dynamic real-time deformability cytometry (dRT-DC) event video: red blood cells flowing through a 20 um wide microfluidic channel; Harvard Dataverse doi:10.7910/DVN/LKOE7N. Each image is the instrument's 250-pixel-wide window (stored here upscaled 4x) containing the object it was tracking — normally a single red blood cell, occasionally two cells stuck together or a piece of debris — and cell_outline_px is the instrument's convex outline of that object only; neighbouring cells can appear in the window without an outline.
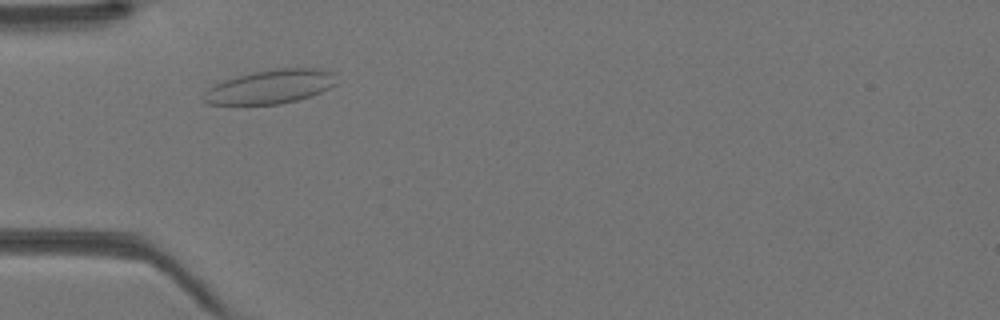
{"species": "Egyptian fruit bat (a non-hibernating species)", "species_latin": "Rousettus aegyptiacus", "temperature_condition": "warm", "stored_images_in_passage": 35, "camera_frame_rate_fps": 3000, "um_per_image_px": 0.085, "animal": {"sex": "female"}, "frame": {"image": 1, "passage_image": 5, "time_ms": 1.333, "image_size_px": [1000, 320], "cell_outline_px": [[336, 84], [312, 96], [280, 104], [208, 104], [200, 100], [204, 92], [208, 88], [224, 80], [252, 72], [276, 68], [320, 68], [332, 72]], "centroid_in_image_um": [22.95, 7.37], "position_along_channel_um": 62.0, "area_um2": 26.18}}
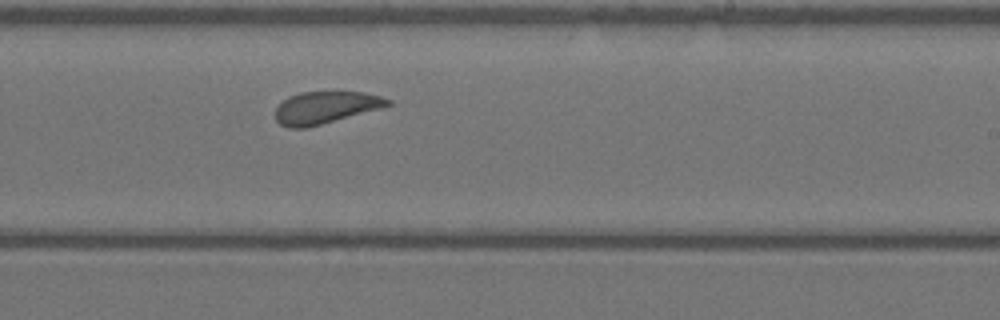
{"frame": {"image": 2, "passage_image": 18, "time_ms": 5.667, "image_size_px": [1000, 320], "cell_outline_px": [[392, 104], [380, 108], [320, 124], [304, 128], [288, 128], [280, 124], [276, 120], [276, 108], [288, 96], [300, 92], [364, 92], [380, 96], [392, 100]], "centroid_in_image_um": [27.65, 9.13], "position_along_channel_um": 261.4, "area_um2": 20.75}}
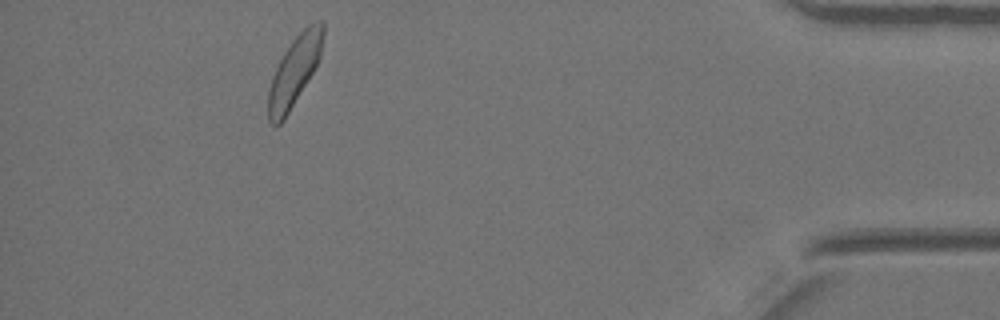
{"frame": {"image": 3, "passage_image": 31, "time_ms": 10.0, "image_size_px": [1000, 320], "cell_outline_px": [[324, 32], [320, 56], [312, 72], [284, 120], [276, 128], [268, 120], [268, 88], [272, 76], [284, 52], [292, 40], [308, 24], [316, 20], [324, 20]], "centroid_in_image_um": [25.01, 6.04], "position_along_channel_um": 410.2, "area_um2": 22.02}}